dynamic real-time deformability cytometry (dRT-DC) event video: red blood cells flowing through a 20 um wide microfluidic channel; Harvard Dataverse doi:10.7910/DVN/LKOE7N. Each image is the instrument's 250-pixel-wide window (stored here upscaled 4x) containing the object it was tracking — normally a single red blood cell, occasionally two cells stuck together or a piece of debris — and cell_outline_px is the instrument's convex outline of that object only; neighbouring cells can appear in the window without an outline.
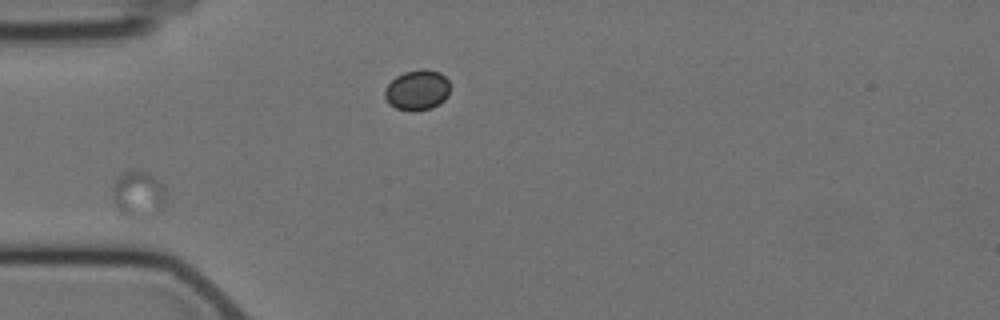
{"species": "Egyptian fruit bat (a non-hibernating species)", "species_latin": "Rousettus aegyptiacus", "temperature_condition": "cold", "stored_images_in_passage": 25, "camera_frame_rate_fps": 3000, "um_per_image_px": 0.085, "animal": {"sex": "female"}, "frame": {"image": 1, "passage_image": 1, "time_ms": 0.0, "image_size_px": [1000, 320], "cell_outline_px": [[164, 204], [160, 212], [144, 220], [136, 220], [124, 216], [116, 208], [112, 196], [112, 184], [116, 176], [128, 168], [132, 168], [144, 172], [152, 176], [164, 188]], "centroid_in_image_um": [11.69, 16.54], "position_along_channel_um": 73.3, "area_um2": 15.14}}
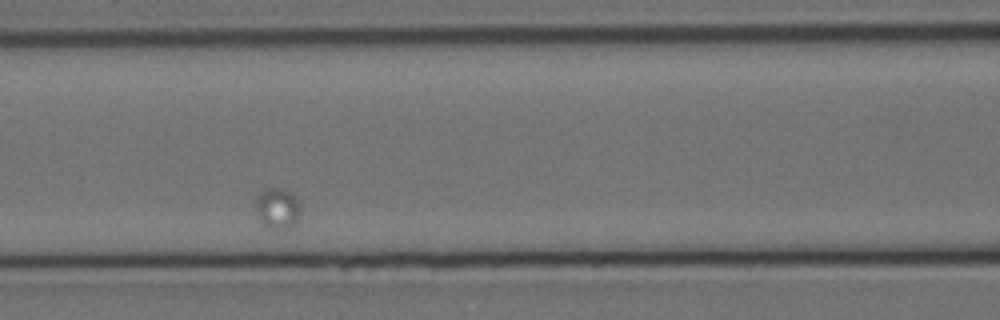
{"frame": {"image": 2, "passage_image": 8, "time_ms": 8.333, "image_size_px": [1000, 320], "cell_outline_px": [[300, 212], [296, 220], [288, 228], [268, 228], [260, 224], [256, 216], [256, 196], [260, 192], [268, 188], [280, 188], [292, 192], [296, 196], [300, 204]], "centroid_in_image_um": [23.55, 17.69], "position_along_channel_um": 143.1, "area_um2": 10.81}}
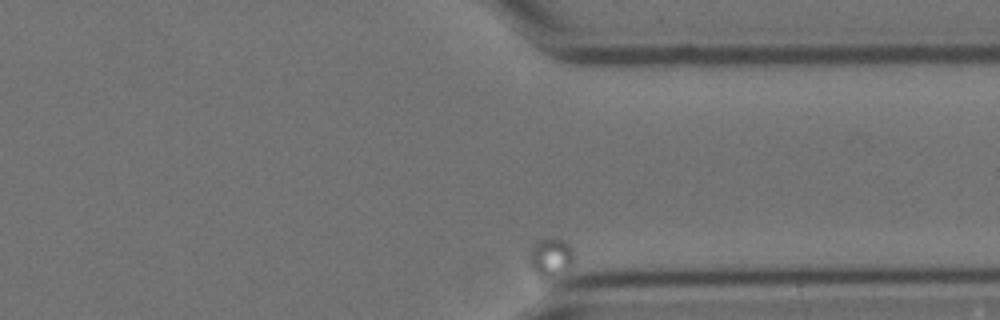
{"frame": {"image": 3, "passage_image": 25, "time_ms": 30.667, "image_size_px": [1000, 320], "cell_outline_px": [[576, 256], [572, 264], [568, 268], [544, 280], [532, 268], [528, 256], [532, 248], [540, 240], [552, 236], [564, 240], [576, 252]], "centroid_in_image_um": [46.86, 21.83], "position_along_channel_um": 364.5, "area_um2": 10.06}}